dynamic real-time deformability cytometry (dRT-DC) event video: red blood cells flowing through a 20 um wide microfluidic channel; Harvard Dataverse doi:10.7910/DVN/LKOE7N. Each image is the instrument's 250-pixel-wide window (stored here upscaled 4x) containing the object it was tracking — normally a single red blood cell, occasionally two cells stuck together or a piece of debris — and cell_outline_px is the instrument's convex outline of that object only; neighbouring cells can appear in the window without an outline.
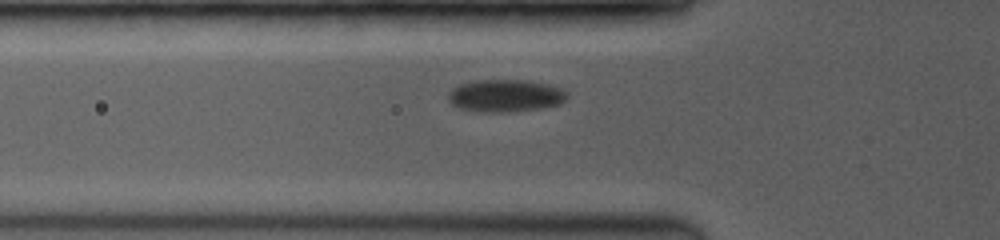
{"species": "common noctule bat (a hibernating species)", "species_latin": "Nyctalus noctula", "temperature_condition": "room temperature", "stored_images_in_passage": 37, "camera_frame_rate_fps": 3500, "um_per_image_px": 0.085, "animal": {"sex": "female", "body_mass_g": 19.0, "forearm_length_mm": 53.3}, "frame": {"image": 1, "passage_image": 2, "time_ms": 0.286, "image_size_px": [1000, 240], "cell_outline_px": [[568, 96], [560, 104], [540, 108], [508, 112], [480, 112], [456, 108], [448, 100], [448, 92], [452, 88], [460, 84], [476, 80], [532, 80], [548, 84], [560, 88], [568, 92]], "centroid_in_image_um": [42.94, 8.13], "position_along_channel_um": 82.9, "area_um2": 22.72}}
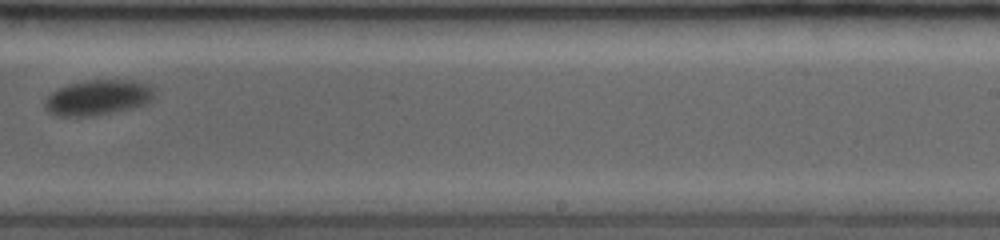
{"frame": {"image": 2, "passage_image": 19, "time_ms": 5.429, "image_size_px": [1000, 240], "cell_outline_px": [[152, 100], [148, 104], [112, 112], [92, 116], [56, 116], [48, 112], [44, 108], [44, 100], [52, 92], [68, 84], [84, 80], [132, 80], [148, 84], [152, 88]], "centroid_in_image_um": [8.28, 8.29], "position_along_channel_um": 280.7, "area_um2": 22.54}}
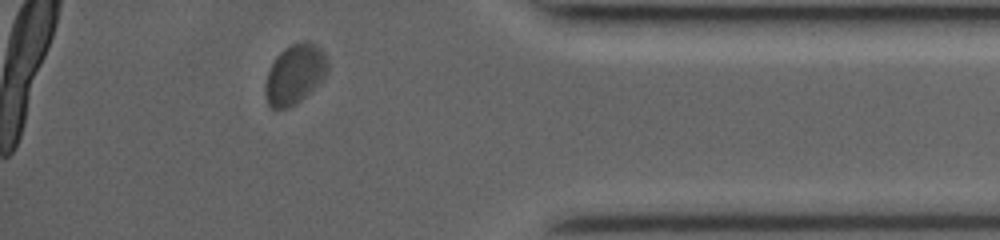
{"frame": {"image": 3, "passage_image": 33, "time_ms": 9.143, "image_size_px": [1000, 240], "cell_outline_px": [[328, 72], [296, 104], [288, 108], [272, 108], [268, 104], [264, 92], [264, 88], [268, 72], [276, 56], [284, 48], [292, 44], [304, 40], [316, 44], [328, 56]], "centroid_in_image_um": [25.06, 6.28], "position_along_channel_um": 410.1, "area_um2": 21.56}}